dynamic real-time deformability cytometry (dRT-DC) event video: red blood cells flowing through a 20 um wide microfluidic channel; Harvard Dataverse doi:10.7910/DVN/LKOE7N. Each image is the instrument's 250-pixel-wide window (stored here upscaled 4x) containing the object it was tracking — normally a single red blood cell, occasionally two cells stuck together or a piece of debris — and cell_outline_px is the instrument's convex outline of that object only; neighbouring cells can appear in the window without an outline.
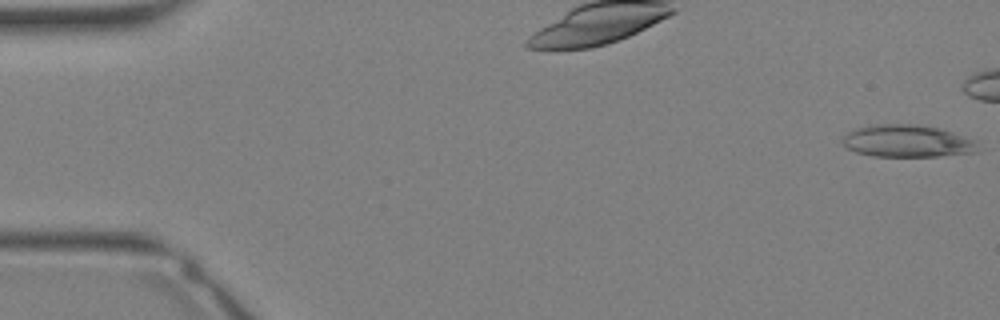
{"species": "Egyptian fruit bat (a non-hibernating species)", "species_latin": "Rousettus aegyptiacus", "temperature_condition": "warm", "stored_images_in_passage": 28, "camera_frame_rate_fps": 3000, "um_per_image_px": 0.085, "animal": {"sex": "female"}, "frame": {"image": 1, "passage_image": 1, "time_ms": 0.0, "image_size_px": [1000, 320], "cell_outline_px": [[980, 152], [940, 156], [872, 156], [856, 152], [848, 148], [840, 140], [848, 132], [856, 128], [868, 124], [920, 124], [940, 128], [976, 140]], "centroid_in_image_um": [77.14, 11.98], "position_along_channel_um": 7.9, "area_um2": 25.78}}
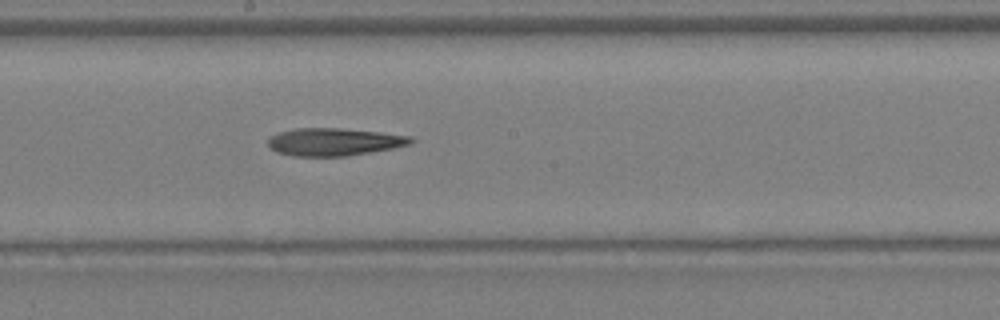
{"frame": {"image": 2, "passage_image": 19, "time_ms": 6.0, "image_size_px": [1000, 320], "cell_outline_px": [[416, 140], [412, 144], [392, 148], [348, 156], [292, 156], [276, 152], [268, 144], [268, 136], [276, 132], [296, 128], [340, 128], [380, 132], [412, 136]], "centroid_in_image_um": [28.39, 12.05], "position_along_channel_um": 219.8, "area_um2": 23.24}}
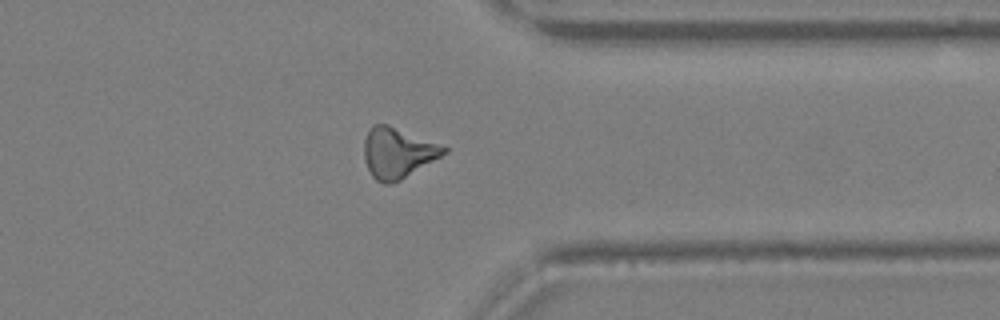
{"frame": {"image": 3, "passage_image": 27, "time_ms": 8.667, "image_size_px": [1000, 320], "cell_outline_px": [[448, 152], [400, 180], [388, 184], [384, 184], [376, 180], [372, 176], [364, 160], [364, 140], [372, 124], [388, 124], [448, 148]], "centroid_in_image_um": [33.77, 12.99], "position_along_channel_um": 377.6, "area_um2": 23.12}}